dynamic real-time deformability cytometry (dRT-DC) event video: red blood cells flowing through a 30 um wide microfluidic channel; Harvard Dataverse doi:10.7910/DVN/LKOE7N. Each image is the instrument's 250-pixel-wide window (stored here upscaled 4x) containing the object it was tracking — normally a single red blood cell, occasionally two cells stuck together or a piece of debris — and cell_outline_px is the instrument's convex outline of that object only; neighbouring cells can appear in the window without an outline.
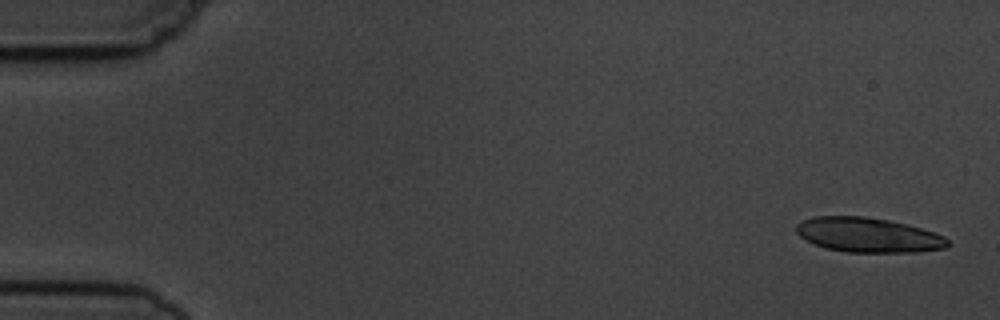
{"species": "common noctule bat (a hibernating species)", "species_latin": "Nyctalus noctula", "temperature_condition": "cold", "stored_images_in_passage": 3, "camera_frame_rate_fps": 3000, "um_per_image_px": 0.085, "animal": {"sex": "male", "body_mass_g": 19.5, "forearm_length_mm": 54.6}, "frame": {"image": 1, "passage_image": 1, "time_ms": 0.0, "image_size_px": [1000, 320], "cell_outline_px": [[948, 244], [944, 248], [916, 252], [848, 252], [828, 248], [816, 244], [800, 236], [796, 232], [796, 224], [804, 220], [816, 216], [864, 216], [888, 220], [908, 224], [944, 236], [948, 240]], "centroid_in_image_um": [73.79, 19.97], "position_along_channel_um": 11.2, "area_um2": 30.23}}